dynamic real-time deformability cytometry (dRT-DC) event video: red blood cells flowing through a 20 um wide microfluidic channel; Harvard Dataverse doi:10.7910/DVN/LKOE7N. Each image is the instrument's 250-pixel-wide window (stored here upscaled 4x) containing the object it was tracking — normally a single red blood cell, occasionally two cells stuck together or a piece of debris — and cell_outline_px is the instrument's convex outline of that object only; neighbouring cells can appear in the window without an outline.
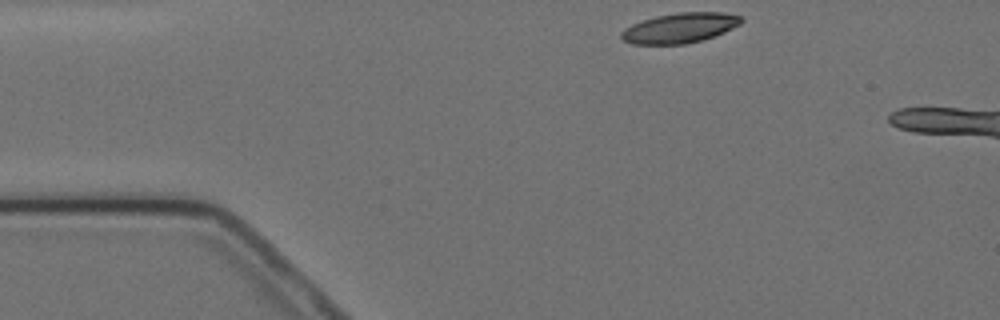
{"species": "Egyptian fruit bat (a non-hibernating species)", "species_latin": "Rousettus aegyptiacus", "temperature_condition": "cold", "stored_images_in_passage": 3, "camera_frame_rate_fps": 3000, "um_per_image_px": 0.085, "animal": {"sex": "female"}, "frame": {"image": 1, "passage_image": 1, "time_ms": 0.0, "image_size_px": [1000, 320], "cell_outline_px": [[744, 20], [740, 24], [724, 32], [700, 40], [684, 44], [632, 44], [624, 40], [620, 36], [620, 32], [624, 28], [632, 24], [656, 16], [680, 12], [724, 12], [740, 16]], "centroid_in_image_um": [57.77, 2.37], "position_along_channel_um": 27.2, "area_um2": 20.81}}